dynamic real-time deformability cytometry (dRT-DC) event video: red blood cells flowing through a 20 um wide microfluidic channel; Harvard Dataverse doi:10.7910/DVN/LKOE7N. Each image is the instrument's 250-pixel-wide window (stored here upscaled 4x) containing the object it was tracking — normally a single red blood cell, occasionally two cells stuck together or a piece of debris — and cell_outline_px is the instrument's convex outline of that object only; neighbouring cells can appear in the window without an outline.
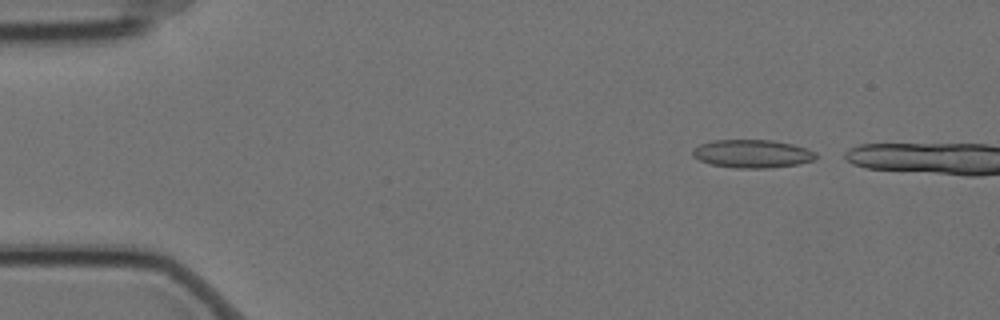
{"species": "Egyptian fruit bat (a non-hibernating species)", "species_latin": "Rousettus aegyptiacus", "temperature_condition": "cold", "stored_images_in_passage": 2, "camera_frame_rate_fps": 3000, "um_per_image_px": 0.085, "animal": {"sex": "female"}, "frame": {"image": 1, "passage_image": 1, "time_ms": 0.0, "image_size_px": [1000, 320], "cell_outline_px": [[816, 160], [796, 164], [772, 168], [736, 168], [712, 164], [700, 160], [692, 156], [692, 148], [700, 144], [716, 140], [772, 140], [792, 144], [816, 152]], "centroid_in_image_um": [63.94, 13.07], "position_along_channel_um": 21.1, "area_um2": 20.17}}